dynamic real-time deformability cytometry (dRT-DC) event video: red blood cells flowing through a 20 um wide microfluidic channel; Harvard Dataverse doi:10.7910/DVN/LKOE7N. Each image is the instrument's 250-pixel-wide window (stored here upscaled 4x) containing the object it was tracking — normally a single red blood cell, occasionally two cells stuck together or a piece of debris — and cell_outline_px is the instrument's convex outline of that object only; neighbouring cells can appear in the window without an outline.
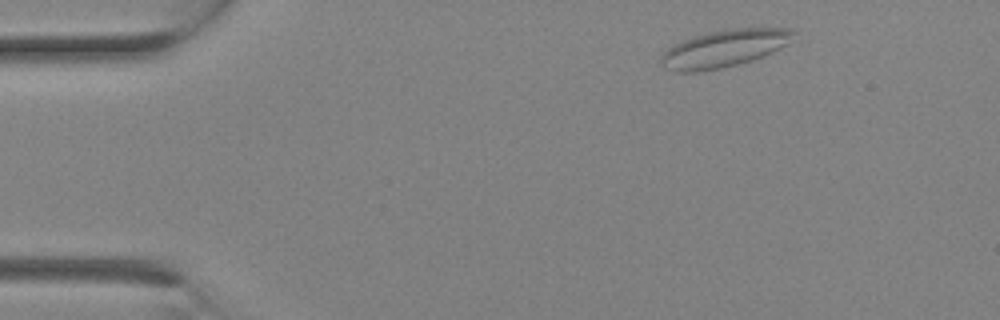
{"species": "Egyptian fruit bat (a non-hibernating species)", "species_latin": "Rousettus aegyptiacus", "temperature_condition": "room temperature", "stored_images_in_passage": 10, "camera_frame_rate_fps": 3000, "um_per_image_px": 0.085, "animal": {"sex": "female"}, "frame": {"image": 1, "passage_image": 1, "time_ms": 0.0, "image_size_px": [1000, 320], "cell_outline_px": [[796, 32], [788, 44], [764, 56], [752, 60], [720, 68], [696, 72], [676, 72], [664, 68], [660, 64], [660, 56], [668, 48], [684, 40], [696, 36], [712, 32], [732, 28], [792, 28]], "centroid_in_image_um": [61.56, 4.13], "position_along_channel_um": 23.4, "area_um2": 28.55}}
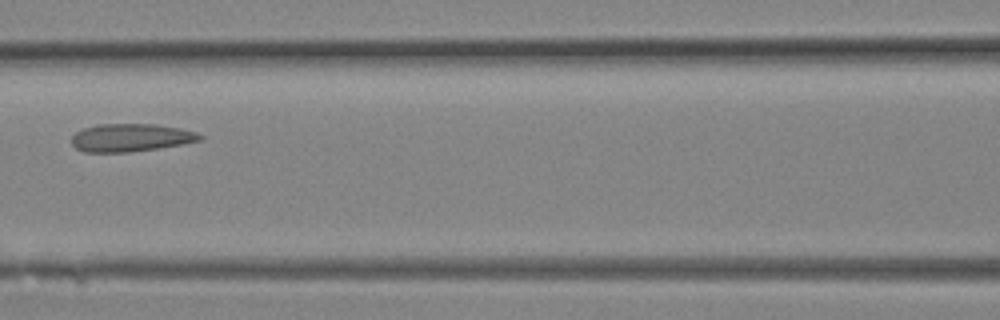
{"frame": {"image": 2, "passage_image": 9, "time_ms": 2.667, "image_size_px": [1000, 320], "cell_outline_px": [[204, 136], [200, 140], [180, 144], [156, 148], [128, 152], [84, 152], [76, 148], [72, 144], [72, 136], [76, 132], [84, 128], [96, 124], [156, 124], [180, 128], [196, 132]], "centroid_in_image_um": [11.09, 11.69], "position_along_channel_um": 155.5, "area_um2": 20.69}}